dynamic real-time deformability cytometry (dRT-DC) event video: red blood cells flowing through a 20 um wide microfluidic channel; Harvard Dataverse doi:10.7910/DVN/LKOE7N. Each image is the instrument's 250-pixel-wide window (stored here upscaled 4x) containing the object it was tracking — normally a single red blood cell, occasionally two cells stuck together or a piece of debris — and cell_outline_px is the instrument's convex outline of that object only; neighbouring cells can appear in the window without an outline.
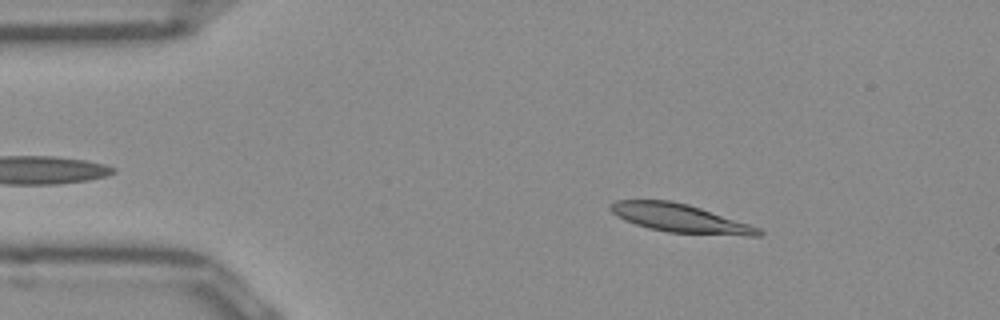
{"species": "Egyptian fruit bat (a non-hibernating species)", "species_latin": "Rousettus aegyptiacus", "temperature_condition": "room temperature", "stored_images_in_passage": 43, "camera_frame_rate_fps": 3000, "um_per_image_px": 0.085, "frame": {"image": 1, "passage_image": 7, "time_ms": 2.0, "image_size_px": [1000, 320], "cell_outline_px": [[764, 232], [760, 236], [748, 236], [668, 232], [648, 228], [624, 220], [616, 216], [608, 208], [608, 204], [616, 200], [668, 200], [688, 204], [760, 228]], "centroid_in_image_um": [57.76, 18.55], "position_along_channel_um": 27.2, "area_um2": 24.39}}
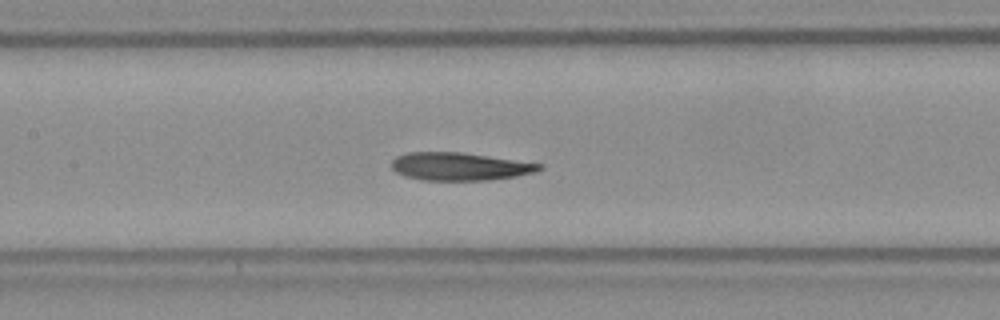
{"frame": {"image": 2, "passage_image": 22, "time_ms": 7.0, "image_size_px": [1000, 320], "cell_outline_px": [[544, 168], [536, 172], [516, 176], [488, 180], [420, 180], [404, 176], [396, 172], [392, 168], [392, 160], [396, 156], [408, 152], [460, 152], [544, 164]], "centroid_in_image_um": [39.07, 14.15], "position_along_channel_um": 168.3, "area_um2": 24.04}}
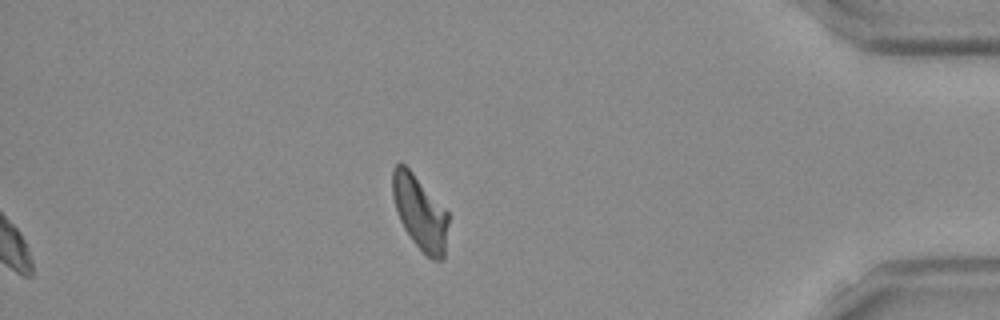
{"frame": {"image": 3, "passage_image": 43, "time_ms": 14.0, "image_size_px": [1000, 320], "cell_outline_px": [[448, 224], [444, 260], [432, 260], [412, 240], [404, 228], [400, 220], [392, 196], [392, 168], [400, 160], [412, 172], [448, 212]], "centroid_in_image_um": [35.69, 18.06], "position_along_channel_um": 399.5, "area_um2": 23.87}, "authors_computed_cell_mechanics": {"area_um2": 24.6228, "velocity_mm_per_s": 3.9219, "shape_relaxation_time_tau1_ms": 4.0814, "shape_relaxation_time_tau2_ms": 3.6724, "deformation_change_tau1": 0.165, "deformation_change_tau2": 0.1265}}